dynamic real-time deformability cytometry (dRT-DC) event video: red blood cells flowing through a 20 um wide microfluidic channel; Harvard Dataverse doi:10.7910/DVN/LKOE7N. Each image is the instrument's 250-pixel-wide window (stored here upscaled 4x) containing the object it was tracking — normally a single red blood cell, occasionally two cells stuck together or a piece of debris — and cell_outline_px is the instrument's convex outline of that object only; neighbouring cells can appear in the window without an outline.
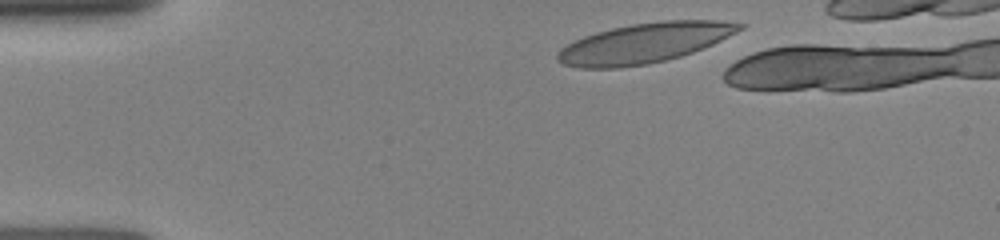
{"species": "human", "species_latin": "Homo sapiens", "temperature_condition": "room temperature", "stored_images_in_passage": 4, "camera_frame_rate_fps": 3000, "um_per_image_px": 0.085, "donor": {"sex": "female"}, "frame": {"image": 1, "passage_image": 1, "time_ms": 0.0, "image_size_px": [1000, 240], "cell_outline_px": [[744, 28], [712, 44], [692, 52], [680, 56], [648, 64], [620, 68], [580, 68], [564, 64], [556, 60], [556, 52], [560, 48], [584, 36], [596, 32], [612, 28], [632, 24], [664, 20], [716, 20], [744, 24]], "centroid_in_image_um": [54.73, 3.66], "position_along_channel_um": 30.3, "area_um2": 42.08}}